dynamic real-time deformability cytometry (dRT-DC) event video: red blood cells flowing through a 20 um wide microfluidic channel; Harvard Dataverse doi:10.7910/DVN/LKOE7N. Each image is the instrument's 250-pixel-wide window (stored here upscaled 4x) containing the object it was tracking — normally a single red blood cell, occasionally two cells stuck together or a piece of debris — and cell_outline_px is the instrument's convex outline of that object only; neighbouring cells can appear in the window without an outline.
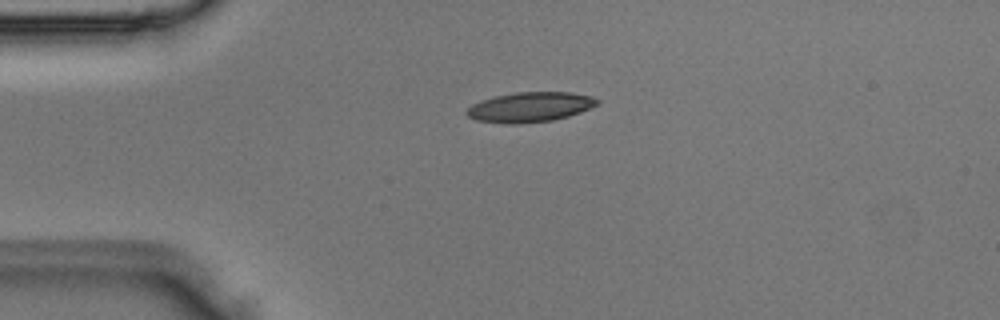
{"species": "Egyptian fruit bat (a non-hibernating species)", "species_latin": "Rousettus aegyptiacus", "temperature_condition": "room temperature", "stored_images_in_passage": 2, "camera_frame_rate_fps": 3000, "um_per_image_px": 0.085, "animal": {"sex": "male"}, "frame": {"image": 1, "passage_image": 1, "time_ms": 0.0, "image_size_px": [1000, 320], "cell_outline_px": [[600, 104], [580, 112], [568, 116], [552, 120], [516, 124], [508, 124], [476, 120], [468, 116], [464, 112], [472, 104], [480, 100], [496, 96], [516, 92], [572, 92], [592, 96], [600, 100]], "centroid_in_image_um": [45.06, 9.09], "position_along_channel_um": 39.9, "area_um2": 22.83}}